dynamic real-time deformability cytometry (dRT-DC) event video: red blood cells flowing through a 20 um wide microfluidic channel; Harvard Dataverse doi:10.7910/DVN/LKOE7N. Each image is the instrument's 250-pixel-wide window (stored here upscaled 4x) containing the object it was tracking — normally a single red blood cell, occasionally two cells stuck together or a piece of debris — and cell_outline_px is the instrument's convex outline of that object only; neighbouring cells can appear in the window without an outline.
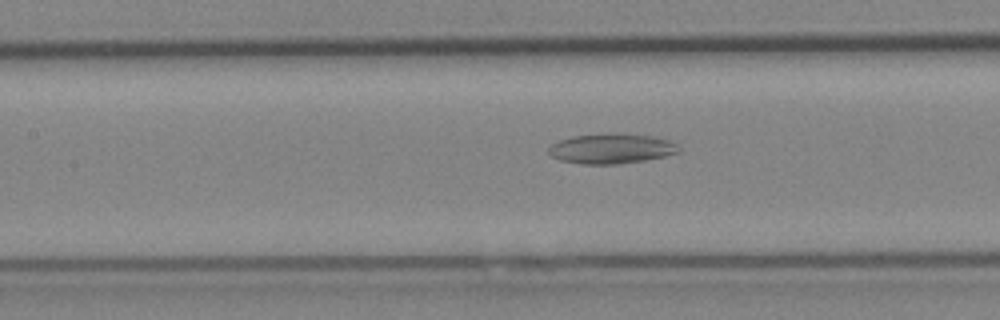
{"species": "Egyptian fruit bat (a non-hibernating species)", "species_latin": "Rousettus aegyptiacus", "temperature_condition": "cold", "stored_images_in_passage": 38, "camera_frame_rate_fps": 3000, "um_per_image_px": 0.085, "animal": {"sex": "female"}, "frame": {"image": 1, "passage_image": 11, "time_ms": 3.333, "image_size_px": [1000, 320], "cell_outline_px": [[680, 152], [664, 156], [644, 160], [620, 164], [584, 164], [560, 160], [552, 156], [548, 152], [548, 148], [552, 144], [560, 140], [572, 136], [652, 136], [668, 140], [676, 144], [680, 148]], "centroid_in_image_um": [51.96, 12.68], "position_along_channel_um": 155.4, "area_um2": 21.68}}
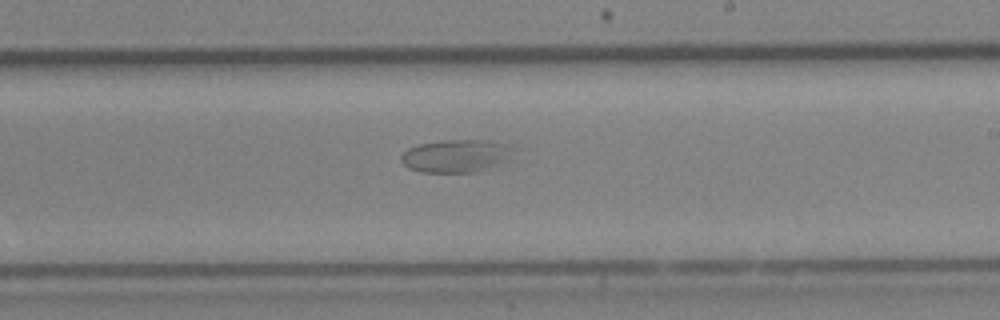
{"frame": {"image": 2, "passage_image": 18, "time_ms": 5.667, "image_size_px": [1000, 320], "cell_outline_px": [[520, 148], [508, 160], [472, 172], [424, 172], [408, 168], [400, 160], [400, 156], [408, 148], [420, 144], [440, 140], [488, 140], [512, 144]], "centroid_in_image_um": [38.84, 13.22], "position_along_channel_um": 250.2, "area_um2": 21.73}}
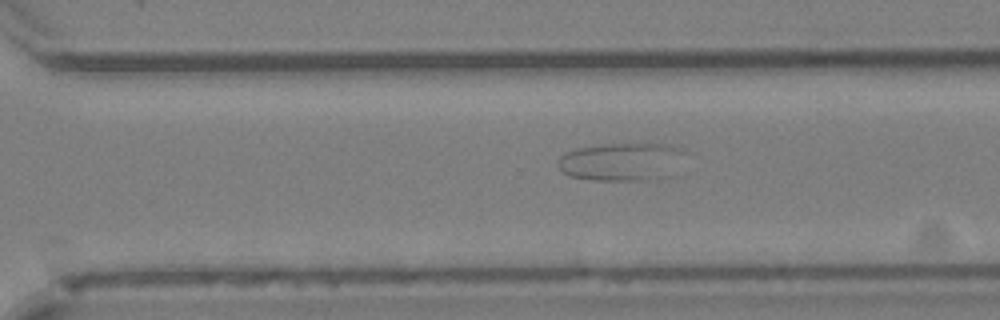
{"frame": {"image": 3, "passage_image": 23, "time_ms": 7.333, "image_size_px": [1000, 320], "cell_outline_px": [[680, 152], [640, 180], [592, 180], [568, 176], [556, 164], [560, 156], [564, 152], [576, 148], [632, 140], [664, 144], [680, 148]], "centroid_in_image_um": [52.37, 13.63], "position_along_channel_um": 318.2, "area_um2": 25.95}}